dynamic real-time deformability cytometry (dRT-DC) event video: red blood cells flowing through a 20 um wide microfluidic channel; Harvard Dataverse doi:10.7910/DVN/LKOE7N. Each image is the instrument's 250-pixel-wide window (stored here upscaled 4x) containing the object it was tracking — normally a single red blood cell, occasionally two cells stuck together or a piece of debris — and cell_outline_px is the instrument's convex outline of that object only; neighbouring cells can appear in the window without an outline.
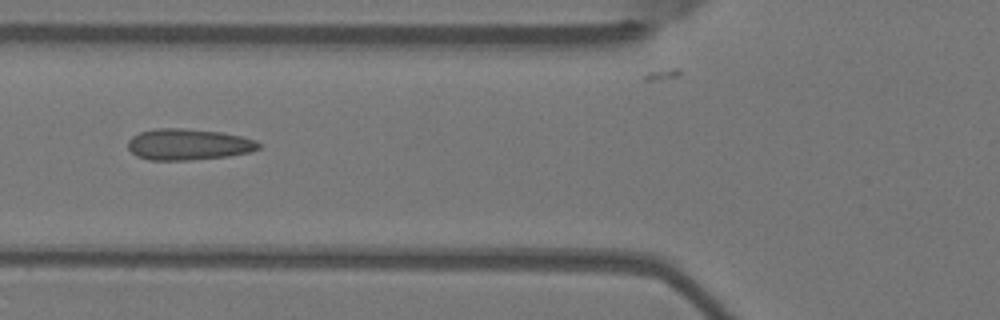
{"species": "Egyptian fruit bat (a non-hibernating species)", "species_latin": "Rousettus aegyptiacus", "temperature_condition": "warm", "stored_images_in_passage": 7, "camera_frame_rate_fps": 3000, "um_per_image_px": 0.085, "animal": {"sex": "female"}, "frame": {"image": 1, "passage_image": 6, "time_ms": 1.667, "image_size_px": [1000, 320], "cell_outline_px": [[260, 148], [248, 152], [228, 156], [188, 160], [148, 160], [136, 156], [128, 148], [128, 140], [132, 136], [140, 132], [156, 128], [184, 128], [220, 132], [240, 136], [256, 140], [260, 144]], "centroid_in_image_um": [15.98, 12.27], "position_along_channel_um": 109.8, "area_um2": 23.76}}
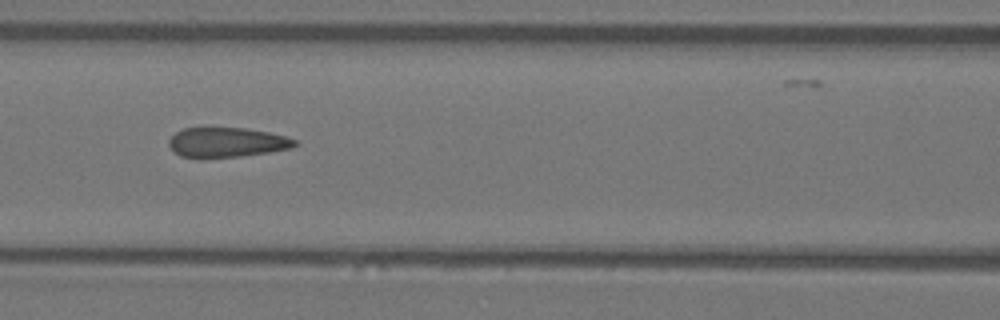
{"frame": {"image": 2, "passage_image": 7, "time_ms": 2.0, "image_size_px": [1000, 320], "cell_outline_px": [[300, 144], [292, 148], [268, 152], [240, 156], [200, 160], [196, 160], [180, 156], [168, 144], [168, 140], [176, 132], [184, 128], [244, 128], [268, 132], [284, 136], [296, 140]], "centroid_in_image_um": [19.25, 12.13], "position_along_channel_um": 147.4, "area_um2": 22.2}}